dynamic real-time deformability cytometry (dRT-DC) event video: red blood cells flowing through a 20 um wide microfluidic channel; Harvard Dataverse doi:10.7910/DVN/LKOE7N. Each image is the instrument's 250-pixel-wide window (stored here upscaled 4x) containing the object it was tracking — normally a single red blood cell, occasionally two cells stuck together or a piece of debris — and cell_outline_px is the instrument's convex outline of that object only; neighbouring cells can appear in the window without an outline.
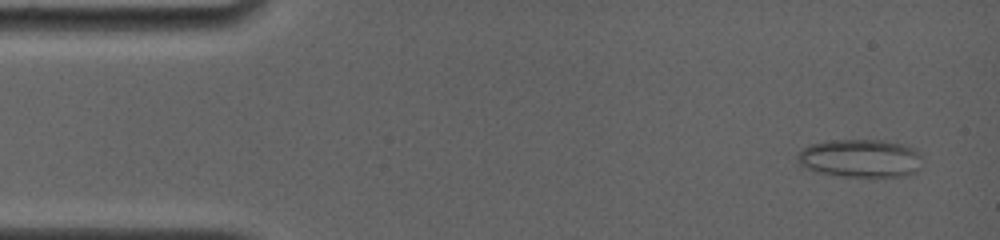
{"species": "common noctule bat (a hibernating species)", "species_latin": "Nyctalus noctula", "temperature_condition": "room temperature", "stored_images_in_passage": 52, "camera_frame_rate_fps": 4000, "um_per_image_px": 0.085, "animal": {"sex": "female", "body_mass_g": 19.0, "forearm_length_mm": 56.7}, "frame": {"image": 1, "passage_image": 3, "time_ms": 0.75, "image_size_px": [1000, 240], "cell_outline_px": [[920, 168], [916, 172], [904, 176], [844, 176], [820, 172], [808, 168], [800, 164], [796, 160], [796, 156], [800, 148], [808, 144], [828, 140], [880, 140], [900, 144], [916, 148], [920, 152]], "centroid_in_image_um": [73.11, 13.44], "position_along_channel_um": 11.9, "area_um2": 27.8}}
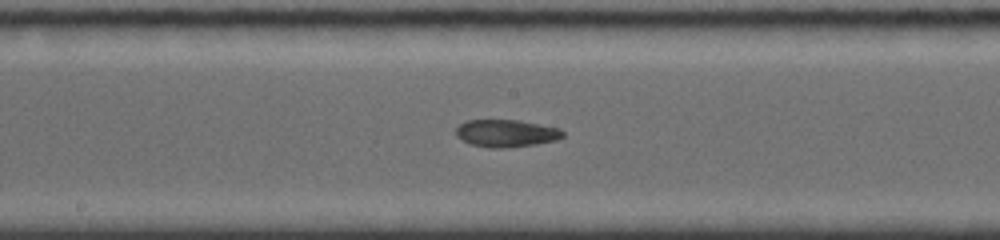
{"frame": {"image": 2, "passage_image": 26, "time_ms": 8.5, "image_size_px": [1000, 240], "cell_outline_px": [[564, 136], [556, 140], [536, 144], [508, 148], [488, 148], [472, 144], [456, 136], [456, 128], [460, 124], [468, 120], [520, 120], [560, 128], [564, 132]], "centroid_in_image_um": [43.05, 11.33], "position_along_channel_um": 205.1, "area_um2": 17.11}}
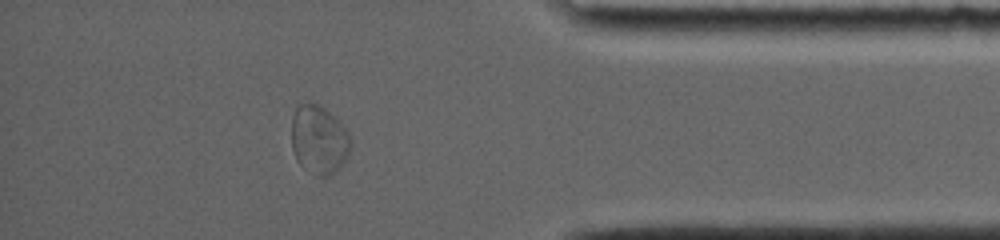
{"frame": {"image": 3, "passage_image": 46, "time_ms": 14.25, "image_size_px": [1000, 240], "cell_outline_px": [[352, 144], [348, 156], [328, 176], [316, 176], [304, 168], [296, 160], [292, 148], [292, 116], [296, 100], [316, 104], [324, 108], [340, 120], [352, 136]], "centroid_in_image_um": [27.1, 11.81], "position_along_channel_um": 408.1, "area_um2": 24.16}, "authors_computed_cell_mechanics": {"area_um2": 19.0451, "velocity_mm_per_s": 3.7915, "shape_relaxation_time_tau1_ms": null, "shape_relaxation_time_tau2_ms": 5.6809, "deformation_change_tau1": null, "deformation_change_tau2": 0.1045}}